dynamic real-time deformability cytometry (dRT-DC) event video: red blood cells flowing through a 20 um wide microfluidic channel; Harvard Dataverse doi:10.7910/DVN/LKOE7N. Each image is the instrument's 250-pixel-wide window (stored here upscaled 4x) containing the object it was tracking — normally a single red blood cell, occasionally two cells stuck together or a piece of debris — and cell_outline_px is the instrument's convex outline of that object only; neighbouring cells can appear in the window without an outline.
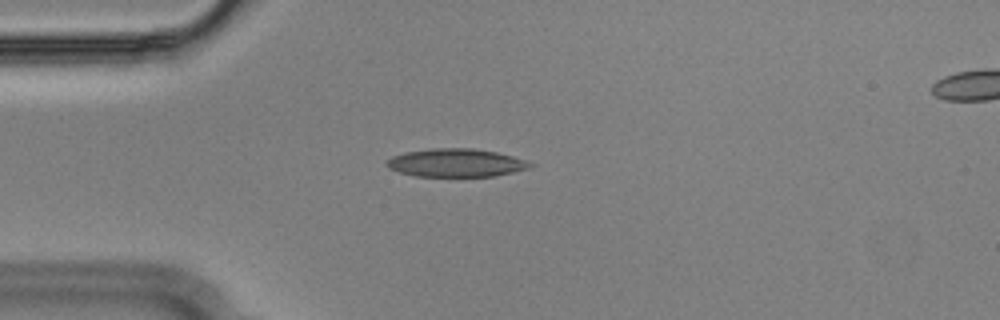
{"species": "Egyptian fruit bat (a non-hibernating species)", "species_latin": "Rousettus aegyptiacus", "temperature_condition": "cold", "stored_images_in_passage": 55, "camera_frame_rate_fps": 3000, "um_per_image_px": 0.085, "animal": {"sex": "male"}, "frame": {"image": 1, "passage_image": 14, "time_ms": 4.333, "image_size_px": [1000, 320], "cell_outline_px": [[536, 164], [528, 168], [496, 176], [416, 176], [400, 172], [388, 168], [388, 160], [392, 156], [404, 152], [432, 148], [472, 148], [496, 152], [528, 160]], "centroid_in_image_um": [38.79, 13.83], "position_along_channel_um": 46.2, "area_um2": 23.47}}
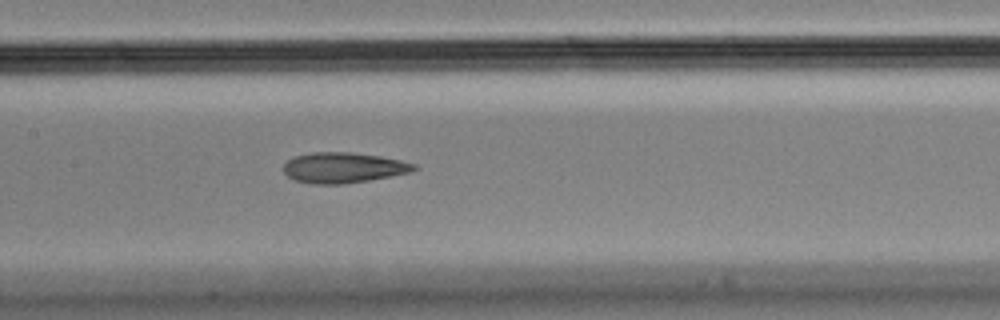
{"frame": {"image": 2, "passage_image": 26, "time_ms": 8.333, "image_size_px": [1000, 320], "cell_outline_px": [[420, 168], [408, 172], [368, 180], [344, 184], [312, 184], [292, 180], [284, 172], [284, 164], [288, 160], [296, 156], [312, 152], [352, 152], [380, 156], [400, 160], [416, 164]], "centroid_in_image_um": [29.16, 14.25], "position_along_channel_um": 178.2, "area_um2": 23.12}}
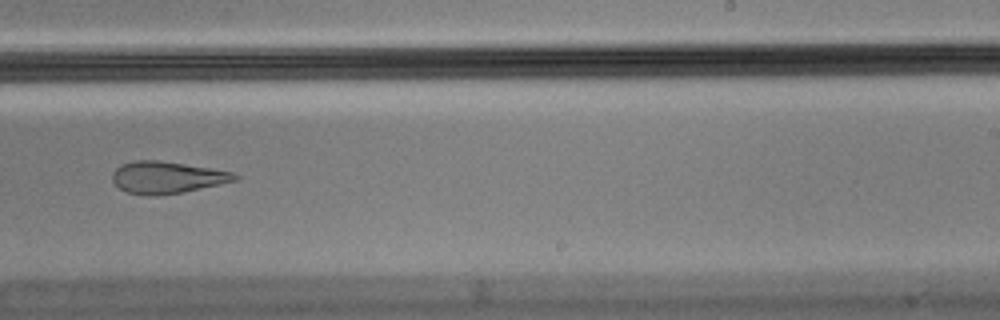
{"frame": {"image": 3, "passage_image": 34, "time_ms": 11.0, "image_size_px": [1000, 320], "cell_outline_px": [[240, 176], [236, 180], [220, 184], [184, 192], [156, 196], [148, 196], [128, 192], [120, 188], [112, 180], [112, 172], [120, 164], [136, 160], [156, 160], [212, 168], [232, 172]], "centroid_in_image_um": [14.18, 15.08], "position_along_channel_um": 274.8, "area_um2": 22.77}, "authors_computed_cell_mechanics": {"area_um2": 23.3512, "velocity_mm_per_s": 3.6391, "shape_relaxation_time_tau1_ms": null, "shape_relaxation_time_tau2_ms": 3.5088, "deformation_change_tau1": null, "deformation_change_tau2": 0.1131}}